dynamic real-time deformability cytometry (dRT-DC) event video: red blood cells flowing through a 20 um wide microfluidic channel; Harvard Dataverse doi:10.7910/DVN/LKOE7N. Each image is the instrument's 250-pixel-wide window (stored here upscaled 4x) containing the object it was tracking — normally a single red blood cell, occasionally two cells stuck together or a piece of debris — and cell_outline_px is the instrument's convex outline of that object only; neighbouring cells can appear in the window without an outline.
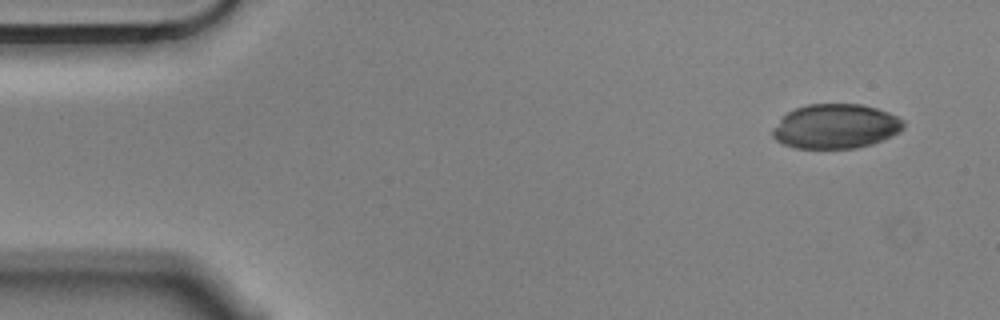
{"species": "Egyptian fruit bat (a non-hibernating species)", "species_latin": "Rousettus aegyptiacus", "temperature_condition": "cold", "stored_images_in_passage": 3, "camera_frame_rate_fps": 3000, "um_per_image_px": 0.085, "animal": {"sex": "male"}, "frame": {"image": 1, "passage_image": 1, "time_ms": 0.0, "image_size_px": [1000, 320], "cell_outline_px": [[904, 128], [900, 132], [892, 136], [872, 144], [856, 148], [796, 148], [784, 144], [776, 140], [772, 136], [772, 128], [788, 112], [796, 108], [808, 104], [860, 104], [876, 108], [888, 112], [904, 120]], "centroid_in_image_um": [71.05, 10.74], "position_along_channel_um": 14.0, "area_um2": 33.93}}